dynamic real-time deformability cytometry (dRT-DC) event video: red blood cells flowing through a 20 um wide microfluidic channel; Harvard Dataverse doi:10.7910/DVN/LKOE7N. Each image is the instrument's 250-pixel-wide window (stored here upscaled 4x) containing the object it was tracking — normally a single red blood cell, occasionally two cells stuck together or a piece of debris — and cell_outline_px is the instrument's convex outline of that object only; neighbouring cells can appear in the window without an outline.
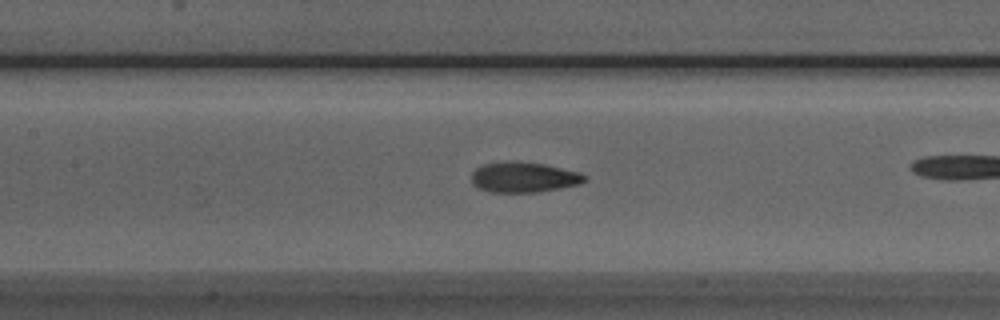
{"species": "Egyptian fruit bat (a non-hibernating species)", "species_latin": "Rousettus aegyptiacus", "temperature_condition": "room temperature", "stored_images_in_passage": 40, "camera_frame_rate_fps": 3000, "um_per_image_px": 0.085, "animal": {"sex": "male"}, "frame": {"image": 1, "passage_image": 23, "time_ms": 7.333, "image_size_px": [1000, 320], "cell_outline_px": [[588, 176], [580, 184], [560, 188], [536, 192], [492, 192], [476, 188], [472, 184], [472, 172], [476, 168], [484, 164], [508, 160], [516, 160], [544, 164], [580, 172]], "centroid_in_image_um": [44.5, 15.05], "position_along_channel_um": 162.9, "area_um2": 20.23}}
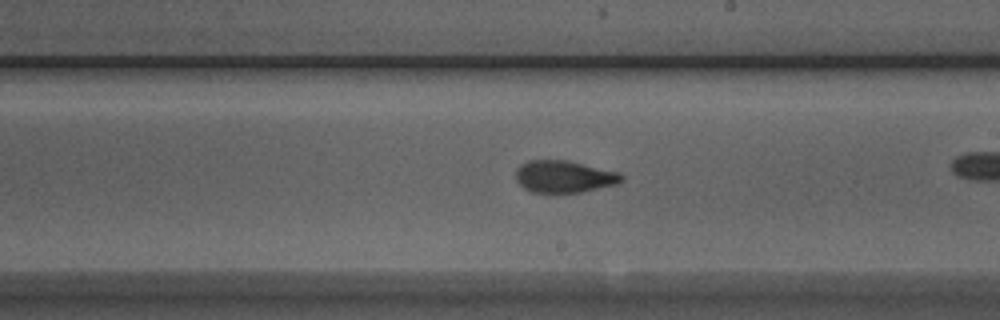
{"frame": {"image": 2, "passage_image": 29, "time_ms": 9.333, "image_size_px": [1000, 320], "cell_outline_px": [[624, 180], [616, 184], [580, 192], [532, 192], [524, 188], [516, 180], [516, 168], [520, 164], [528, 160], [568, 160], [620, 172], [624, 176]], "centroid_in_image_um": [47.95, 14.99], "position_along_channel_um": 241.0, "area_um2": 19.83}}